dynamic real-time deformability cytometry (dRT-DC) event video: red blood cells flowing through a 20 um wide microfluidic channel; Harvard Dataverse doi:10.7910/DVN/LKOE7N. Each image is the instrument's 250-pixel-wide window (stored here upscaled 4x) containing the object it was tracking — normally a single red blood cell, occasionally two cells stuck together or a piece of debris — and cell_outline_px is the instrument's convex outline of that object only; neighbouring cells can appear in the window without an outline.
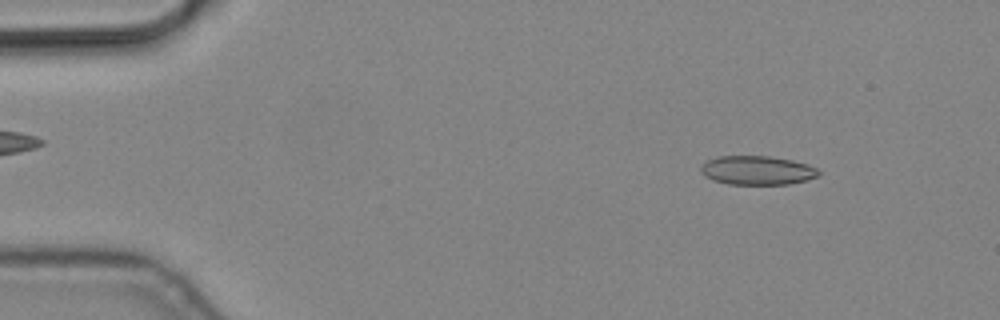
{"species": "common noctule bat (a hibernating species)", "species_latin": "Nyctalus noctula", "temperature_condition": "cold", "stored_images_in_passage": 4, "camera_frame_rate_fps": 3000, "um_per_image_px": 0.085, "animal": {"sex": "male", "body_mass_g": 19.2, "forearm_length_mm": 51.8}, "frame": {"image": 1, "passage_image": 1, "time_ms": 0.0, "image_size_px": [1000, 320], "cell_outline_px": [[820, 176], [788, 184], [728, 184], [712, 180], [704, 176], [700, 172], [700, 164], [716, 156], [768, 156], [792, 160], [808, 164], [816, 168], [820, 172]], "centroid_in_image_um": [64.32, 14.47], "position_along_channel_um": 20.7, "area_um2": 20.0}}